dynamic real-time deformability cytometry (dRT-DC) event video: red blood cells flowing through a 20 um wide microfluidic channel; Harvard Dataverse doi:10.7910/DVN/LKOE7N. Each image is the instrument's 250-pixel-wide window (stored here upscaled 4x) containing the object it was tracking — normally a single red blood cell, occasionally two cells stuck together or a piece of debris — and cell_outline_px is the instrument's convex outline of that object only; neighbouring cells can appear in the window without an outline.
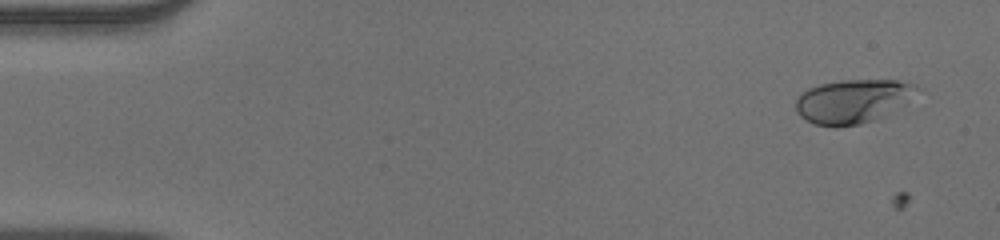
{"species": "human", "species_latin": "Homo sapiens", "temperature_condition": "warm", "stored_images_in_passage": 2, "camera_frame_rate_fps": 3000, "um_per_image_px": 0.085, "donor": {"sex": "male"}, "frame": {"image": 1, "passage_image": 1, "time_ms": 0.0, "image_size_px": [1000, 240], "cell_outline_px": [[920, 88], [872, 120], [860, 124], [836, 128], [832, 128], [816, 124], [800, 116], [796, 108], [796, 96], [800, 92], [808, 88], [820, 84], [844, 80], [896, 80], [916, 84]], "centroid_in_image_um": [72.32, 8.59], "position_along_channel_um": 12.7, "area_um2": 29.88}}